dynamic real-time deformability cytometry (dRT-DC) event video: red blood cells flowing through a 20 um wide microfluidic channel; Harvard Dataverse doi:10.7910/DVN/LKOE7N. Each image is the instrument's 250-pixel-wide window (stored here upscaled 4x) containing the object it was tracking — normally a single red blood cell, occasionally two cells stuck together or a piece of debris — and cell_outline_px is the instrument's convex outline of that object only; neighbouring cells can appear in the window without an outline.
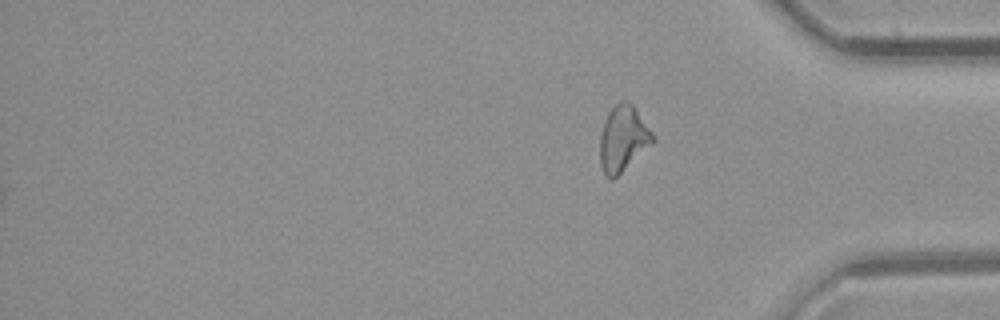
{"species": "common noctule bat (a hibernating species)", "species_latin": "Nyctalus noctula", "temperature_condition": "room temperature", "stored_images_in_passage": 47, "camera_frame_rate_fps": 3000, "um_per_image_px": 0.085, "animal": {"sex": "female", "body_mass_g": 21.9}, "frame": {"image": 1, "passage_image": 47, "time_ms": 15.333, "image_size_px": [1000, 320], "cell_outline_px": [[656, 140], [652, 144], [612, 180], [604, 172], [600, 164], [600, 136], [604, 120], [608, 112], [620, 100], [624, 100], [632, 104], [636, 108], [656, 136]], "centroid_in_image_um": [52.98, 11.75], "position_along_channel_um": 382.2, "area_um2": 20.23}}